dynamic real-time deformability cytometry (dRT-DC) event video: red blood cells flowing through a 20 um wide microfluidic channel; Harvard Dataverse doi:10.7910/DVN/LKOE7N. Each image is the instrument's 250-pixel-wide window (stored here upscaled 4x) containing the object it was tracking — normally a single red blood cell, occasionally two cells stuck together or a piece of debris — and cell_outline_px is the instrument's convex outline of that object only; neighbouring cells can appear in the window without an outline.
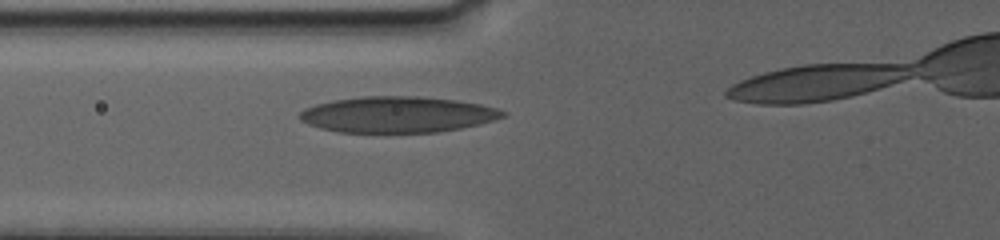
{"species": "human", "species_latin": "Homo sapiens", "temperature_condition": "warm", "stored_images_in_passage": 34, "camera_frame_rate_fps": 3000, "um_per_image_px": 0.085, "donor": {"sex": "female"}, "frame": {"image": 1, "passage_image": 5, "time_ms": 2.333, "image_size_px": [1000, 240], "cell_outline_px": [[508, 112], [504, 116], [480, 124], [460, 128], [436, 132], [340, 132], [320, 128], [308, 124], [300, 120], [296, 116], [304, 108], [316, 104], [332, 100], [360, 96], [416, 96], [456, 100], [480, 104], [496, 108]], "centroid_in_image_um": [33.74, 9.73], "position_along_channel_um": 92.1, "area_um2": 42.66}}
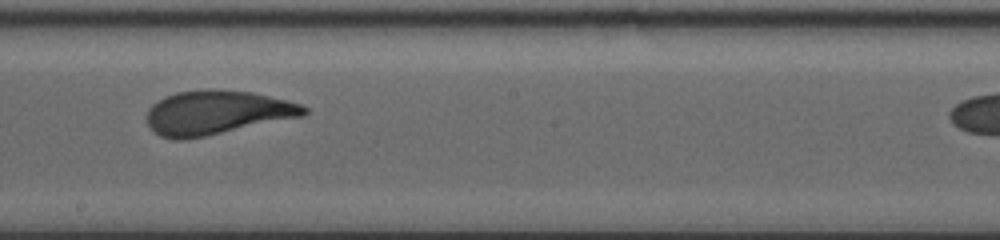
{"frame": {"image": 2, "passage_image": 18, "time_ms": 6.667, "image_size_px": [1000, 240], "cell_outline_px": [[308, 112], [304, 116], [184, 140], [172, 140], [160, 136], [148, 124], [148, 108], [152, 104], [164, 96], [176, 92], [252, 92], [288, 100], [300, 104], [308, 108]], "centroid_in_image_um": [18.44, 9.61], "position_along_channel_um": 229.8, "area_um2": 39.3}}
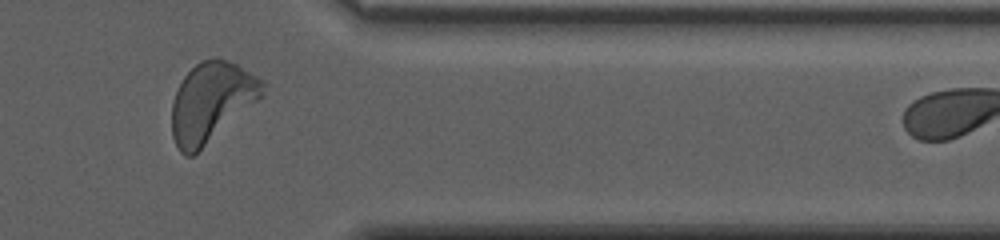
{"frame": {"image": 3, "passage_image": 30, "time_ms": 12.0, "image_size_px": [1000, 240], "cell_outline_px": [[268, 84], [264, 96], [192, 156], [184, 156], [180, 152], [172, 136], [172, 100], [184, 76], [200, 60], [228, 60], [236, 64], [264, 80]], "centroid_in_image_um": [18.0, 8.68], "position_along_channel_um": 393.4, "area_um2": 41.79}}